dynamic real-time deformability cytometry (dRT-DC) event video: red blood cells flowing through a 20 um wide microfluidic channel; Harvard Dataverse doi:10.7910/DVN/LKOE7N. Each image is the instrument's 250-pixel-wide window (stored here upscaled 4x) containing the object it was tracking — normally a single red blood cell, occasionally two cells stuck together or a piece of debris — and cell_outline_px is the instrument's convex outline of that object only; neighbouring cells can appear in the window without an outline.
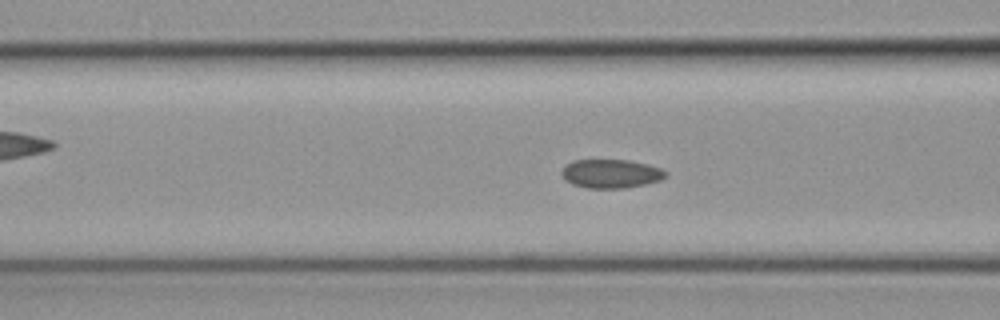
{"species": "common noctule bat (a hibernating species)", "species_latin": "Nyctalus noctula", "temperature_condition": "cold", "stored_images_in_passage": 53, "camera_frame_rate_fps": 3000, "um_per_image_px": 0.085, "animal": {"sex": "female", "body_mass_g": 19.3, "forearm_length_mm": 54.1}, "frame": {"image": 1, "passage_image": 19, "time_ms": 6.0, "image_size_px": [1000, 320], "cell_outline_px": [[668, 176], [660, 180], [644, 184], [624, 188], [588, 188], [572, 184], [564, 180], [560, 172], [564, 164], [572, 160], [628, 160], [648, 164], [660, 168], [668, 172]], "centroid_in_image_um": [51.9, 14.75], "position_along_channel_um": 114.7, "area_um2": 17.63}}
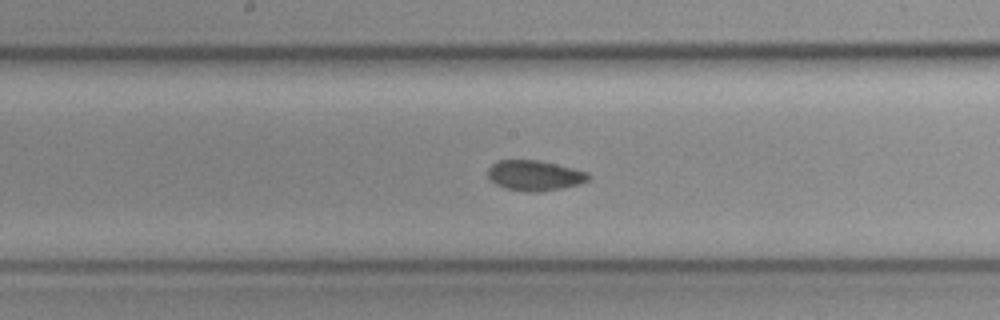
{"frame": {"image": 2, "passage_image": 26, "time_ms": 8.333, "image_size_px": [1000, 320], "cell_outline_px": [[592, 176], [588, 180], [576, 184], [560, 188], [536, 192], [504, 188], [496, 184], [488, 176], [488, 168], [496, 160], [536, 160], [556, 164], [588, 172]], "centroid_in_image_um": [45.42, 14.9], "position_along_channel_um": 202.8, "area_um2": 17.46}}
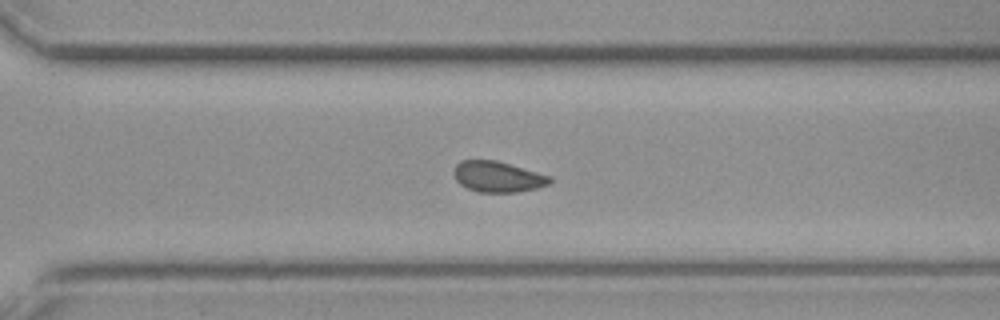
{"frame": {"image": 3, "passage_image": 36, "time_ms": 11.667, "image_size_px": [1000, 320], "cell_outline_px": [[552, 180], [548, 184], [536, 188], [516, 192], [480, 192], [468, 188], [460, 184], [456, 180], [452, 172], [456, 164], [460, 160], [496, 160], [552, 176]], "centroid_in_image_um": [42.29, 15.01], "position_along_channel_um": 328.3, "area_um2": 17.22}, "authors_computed_cell_mechanics": {"area_um2": 17.3978, "velocity_mm_per_s": 3.7685, "shape_relaxation_time_tau1_ms": null, "shape_relaxation_time_tau2_ms": 2.0758, "deformation_change_tau1": null, "deformation_change_tau2": 0.0511}}